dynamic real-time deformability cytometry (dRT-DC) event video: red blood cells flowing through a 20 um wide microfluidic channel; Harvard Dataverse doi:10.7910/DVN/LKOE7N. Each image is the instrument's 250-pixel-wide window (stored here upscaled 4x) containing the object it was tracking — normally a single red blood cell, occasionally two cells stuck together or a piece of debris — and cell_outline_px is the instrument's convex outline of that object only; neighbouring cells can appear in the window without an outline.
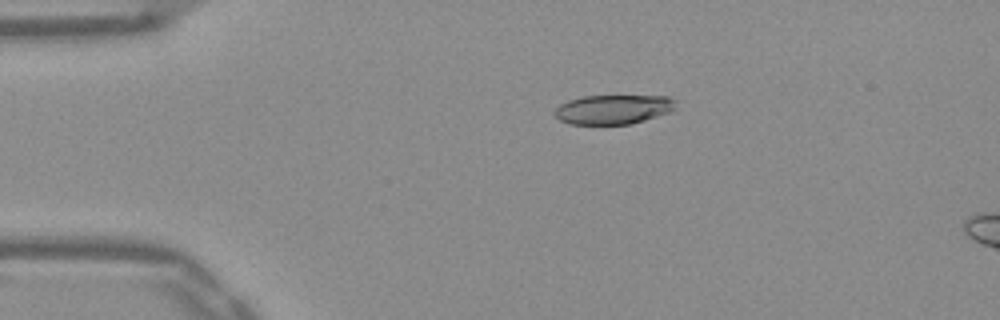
{"species": "Egyptian fruit bat (a non-hibernating species)", "species_latin": "Rousettus aegyptiacus", "temperature_condition": "warm", "stored_images_in_passage": 6, "camera_frame_rate_fps": 3000, "um_per_image_px": 0.085, "frame": {"image": 1, "passage_image": 1, "time_ms": 0.0, "image_size_px": [1000, 320], "cell_outline_px": [[676, 108], [672, 112], [644, 120], [628, 124], [568, 124], [560, 120], [552, 112], [560, 104], [568, 100], [584, 96], [668, 96], [676, 100]], "centroid_in_image_um": [52.14, 9.29], "position_along_channel_um": 32.9, "area_um2": 20.87}}